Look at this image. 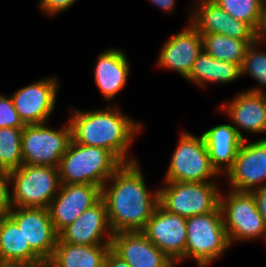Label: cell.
I'll return each mask as SVG.
<instances>
[{
    "mask_svg": "<svg viewBox=\"0 0 266 267\" xmlns=\"http://www.w3.org/2000/svg\"><path fill=\"white\" fill-rule=\"evenodd\" d=\"M140 167L139 161L124 163L102 186L113 234L142 231L159 204V189H148Z\"/></svg>",
    "mask_w": 266,
    "mask_h": 267,
    "instance_id": "1",
    "label": "cell"
},
{
    "mask_svg": "<svg viewBox=\"0 0 266 267\" xmlns=\"http://www.w3.org/2000/svg\"><path fill=\"white\" fill-rule=\"evenodd\" d=\"M69 124L72 141L81 145L105 148L122 164L136 162L130 156L131 145L137 133L144 128L143 123L121 112L120 106L111 105L103 109L79 110L70 108Z\"/></svg>",
    "mask_w": 266,
    "mask_h": 267,
    "instance_id": "2",
    "label": "cell"
},
{
    "mask_svg": "<svg viewBox=\"0 0 266 267\" xmlns=\"http://www.w3.org/2000/svg\"><path fill=\"white\" fill-rule=\"evenodd\" d=\"M122 163L107 149L71 141L59 164L61 184H93L102 188Z\"/></svg>",
    "mask_w": 266,
    "mask_h": 267,
    "instance_id": "3",
    "label": "cell"
},
{
    "mask_svg": "<svg viewBox=\"0 0 266 267\" xmlns=\"http://www.w3.org/2000/svg\"><path fill=\"white\" fill-rule=\"evenodd\" d=\"M186 248L178 261L194 260L196 267H208L231 247L220 206L213 212L195 215L186 221Z\"/></svg>",
    "mask_w": 266,
    "mask_h": 267,
    "instance_id": "4",
    "label": "cell"
},
{
    "mask_svg": "<svg viewBox=\"0 0 266 267\" xmlns=\"http://www.w3.org/2000/svg\"><path fill=\"white\" fill-rule=\"evenodd\" d=\"M9 173L12 207L48 208L61 186L58 167L22 164Z\"/></svg>",
    "mask_w": 266,
    "mask_h": 267,
    "instance_id": "5",
    "label": "cell"
},
{
    "mask_svg": "<svg viewBox=\"0 0 266 267\" xmlns=\"http://www.w3.org/2000/svg\"><path fill=\"white\" fill-rule=\"evenodd\" d=\"M220 208L231 246L234 242L256 241L260 238L266 241V223L252 192L229 189L223 193L221 190Z\"/></svg>",
    "mask_w": 266,
    "mask_h": 267,
    "instance_id": "6",
    "label": "cell"
},
{
    "mask_svg": "<svg viewBox=\"0 0 266 267\" xmlns=\"http://www.w3.org/2000/svg\"><path fill=\"white\" fill-rule=\"evenodd\" d=\"M163 182H218L203 135L182 131Z\"/></svg>",
    "mask_w": 266,
    "mask_h": 267,
    "instance_id": "7",
    "label": "cell"
},
{
    "mask_svg": "<svg viewBox=\"0 0 266 267\" xmlns=\"http://www.w3.org/2000/svg\"><path fill=\"white\" fill-rule=\"evenodd\" d=\"M159 204L168 212L183 217L206 214L220 206L218 182H163Z\"/></svg>",
    "mask_w": 266,
    "mask_h": 267,
    "instance_id": "8",
    "label": "cell"
},
{
    "mask_svg": "<svg viewBox=\"0 0 266 267\" xmlns=\"http://www.w3.org/2000/svg\"><path fill=\"white\" fill-rule=\"evenodd\" d=\"M66 121L57 129L48 123L26 125L21 139L23 164L59 167L72 141L71 126Z\"/></svg>",
    "mask_w": 266,
    "mask_h": 267,
    "instance_id": "9",
    "label": "cell"
},
{
    "mask_svg": "<svg viewBox=\"0 0 266 267\" xmlns=\"http://www.w3.org/2000/svg\"><path fill=\"white\" fill-rule=\"evenodd\" d=\"M57 76L43 77L10 94L25 125L48 123L55 110L60 83Z\"/></svg>",
    "mask_w": 266,
    "mask_h": 267,
    "instance_id": "10",
    "label": "cell"
},
{
    "mask_svg": "<svg viewBox=\"0 0 266 267\" xmlns=\"http://www.w3.org/2000/svg\"><path fill=\"white\" fill-rule=\"evenodd\" d=\"M227 189L252 192L266 184V138L243 140L233 168L226 174ZM230 186V187H229Z\"/></svg>",
    "mask_w": 266,
    "mask_h": 267,
    "instance_id": "11",
    "label": "cell"
},
{
    "mask_svg": "<svg viewBox=\"0 0 266 267\" xmlns=\"http://www.w3.org/2000/svg\"><path fill=\"white\" fill-rule=\"evenodd\" d=\"M189 7V21L200 34L219 33L249 44L257 39V32L249 24L233 18L214 0H196V5Z\"/></svg>",
    "mask_w": 266,
    "mask_h": 267,
    "instance_id": "12",
    "label": "cell"
},
{
    "mask_svg": "<svg viewBox=\"0 0 266 267\" xmlns=\"http://www.w3.org/2000/svg\"><path fill=\"white\" fill-rule=\"evenodd\" d=\"M8 216L22 229L30 248L41 259L49 261L59 235L50 219L48 208L12 207Z\"/></svg>",
    "mask_w": 266,
    "mask_h": 267,
    "instance_id": "13",
    "label": "cell"
},
{
    "mask_svg": "<svg viewBox=\"0 0 266 267\" xmlns=\"http://www.w3.org/2000/svg\"><path fill=\"white\" fill-rule=\"evenodd\" d=\"M102 198V188L93 184H61L48 211L56 232L72 224L84 211Z\"/></svg>",
    "mask_w": 266,
    "mask_h": 267,
    "instance_id": "14",
    "label": "cell"
},
{
    "mask_svg": "<svg viewBox=\"0 0 266 267\" xmlns=\"http://www.w3.org/2000/svg\"><path fill=\"white\" fill-rule=\"evenodd\" d=\"M187 218L166 211L160 204L141 231L158 249L174 262L185 254Z\"/></svg>",
    "mask_w": 266,
    "mask_h": 267,
    "instance_id": "15",
    "label": "cell"
},
{
    "mask_svg": "<svg viewBox=\"0 0 266 267\" xmlns=\"http://www.w3.org/2000/svg\"><path fill=\"white\" fill-rule=\"evenodd\" d=\"M202 50V35L189 21L187 27L166 39L156 62L158 67L177 72L186 79Z\"/></svg>",
    "mask_w": 266,
    "mask_h": 267,
    "instance_id": "16",
    "label": "cell"
},
{
    "mask_svg": "<svg viewBox=\"0 0 266 267\" xmlns=\"http://www.w3.org/2000/svg\"><path fill=\"white\" fill-rule=\"evenodd\" d=\"M223 103L217 107L218 111H223L231 119L243 140L247 139L243 131L251 135L266 133V94L243 90Z\"/></svg>",
    "mask_w": 266,
    "mask_h": 267,
    "instance_id": "17",
    "label": "cell"
},
{
    "mask_svg": "<svg viewBox=\"0 0 266 267\" xmlns=\"http://www.w3.org/2000/svg\"><path fill=\"white\" fill-rule=\"evenodd\" d=\"M58 235L57 242L80 245L111 244L113 232L104 200L101 198Z\"/></svg>",
    "mask_w": 266,
    "mask_h": 267,
    "instance_id": "18",
    "label": "cell"
},
{
    "mask_svg": "<svg viewBox=\"0 0 266 267\" xmlns=\"http://www.w3.org/2000/svg\"><path fill=\"white\" fill-rule=\"evenodd\" d=\"M111 249L130 267H169L174 262L141 231L113 234Z\"/></svg>",
    "mask_w": 266,
    "mask_h": 267,
    "instance_id": "19",
    "label": "cell"
},
{
    "mask_svg": "<svg viewBox=\"0 0 266 267\" xmlns=\"http://www.w3.org/2000/svg\"><path fill=\"white\" fill-rule=\"evenodd\" d=\"M130 65L129 59L122 49L107 48L98 54L93 75L96 87L105 101H113L126 87Z\"/></svg>",
    "mask_w": 266,
    "mask_h": 267,
    "instance_id": "20",
    "label": "cell"
},
{
    "mask_svg": "<svg viewBox=\"0 0 266 267\" xmlns=\"http://www.w3.org/2000/svg\"><path fill=\"white\" fill-rule=\"evenodd\" d=\"M213 169L221 177L227 174L234 161L243 139L235 127L229 124H217L202 132Z\"/></svg>",
    "mask_w": 266,
    "mask_h": 267,
    "instance_id": "21",
    "label": "cell"
},
{
    "mask_svg": "<svg viewBox=\"0 0 266 267\" xmlns=\"http://www.w3.org/2000/svg\"><path fill=\"white\" fill-rule=\"evenodd\" d=\"M240 78L239 64L215 59L202 50L186 80L204 89L209 87L208 85L227 84Z\"/></svg>",
    "mask_w": 266,
    "mask_h": 267,
    "instance_id": "22",
    "label": "cell"
},
{
    "mask_svg": "<svg viewBox=\"0 0 266 267\" xmlns=\"http://www.w3.org/2000/svg\"><path fill=\"white\" fill-rule=\"evenodd\" d=\"M111 244L80 245L57 242L48 261L51 267H105Z\"/></svg>",
    "mask_w": 266,
    "mask_h": 267,
    "instance_id": "23",
    "label": "cell"
},
{
    "mask_svg": "<svg viewBox=\"0 0 266 267\" xmlns=\"http://www.w3.org/2000/svg\"><path fill=\"white\" fill-rule=\"evenodd\" d=\"M41 259L26 243L22 229L9 217L0 218V260L35 261Z\"/></svg>",
    "mask_w": 266,
    "mask_h": 267,
    "instance_id": "24",
    "label": "cell"
},
{
    "mask_svg": "<svg viewBox=\"0 0 266 267\" xmlns=\"http://www.w3.org/2000/svg\"><path fill=\"white\" fill-rule=\"evenodd\" d=\"M203 50L215 59L242 65L249 43L245 40L215 34H201Z\"/></svg>",
    "mask_w": 266,
    "mask_h": 267,
    "instance_id": "25",
    "label": "cell"
},
{
    "mask_svg": "<svg viewBox=\"0 0 266 267\" xmlns=\"http://www.w3.org/2000/svg\"><path fill=\"white\" fill-rule=\"evenodd\" d=\"M22 131L23 128H0V170L11 171L23 164Z\"/></svg>",
    "mask_w": 266,
    "mask_h": 267,
    "instance_id": "26",
    "label": "cell"
},
{
    "mask_svg": "<svg viewBox=\"0 0 266 267\" xmlns=\"http://www.w3.org/2000/svg\"><path fill=\"white\" fill-rule=\"evenodd\" d=\"M261 45L262 43L256 39L247 47L241 65V77L248 74L259 85L254 88L250 87L251 89L249 88L247 90L266 94V51L264 52L261 49Z\"/></svg>",
    "mask_w": 266,
    "mask_h": 267,
    "instance_id": "27",
    "label": "cell"
},
{
    "mask_svg": "<svg viewBox=\"0 0 266 267\" xmlns=\"http://www.w3.org/2000/svg\"><path fill=\"white\" fill-rule=\"evenodd\" d=\"M233 18L249 24L256 32L259 29L264 0H214Z\"/></svg>",
    "mask_w": 266,
    "mask_h": 267,
    "instance_id": "28",
    "label": "cell"
},
{
    "mask_svg": "<svg viewBox=\"0 0 266 267\" xmlns=\"http://www.w3.org/2000/svg\"><path fill=\"white\" fill-rule=\"evenodd\" d=\"M26 125L15 110L10 95L0 94V128H24Z\"/></svg>",
    "mask_w": 266,
    "mask_h": 267,
    "instance_id": "29",
    "label": "cell"
},
{
    "mask_svg": "<svg viewBox=\"0 0 266 267\" xmlns=\"http://www.w3.org/2000/svg\"><path fill=\"white\" fill-rule=\"evenodd\" d=\"M10 173L6 170H0V218L9 215L12 209Z\"/></svg>",
    "mask_w": 266,
    "mask_h": 267,
    "instance_id": "30",
    "label": "cell"
},
{
    "mask_svg": "<svg viewBox=\"0 0 266 267\" xmlns=\"http://www.w3.org/2000/svg\"><path fill=\"white\" fill-rule=\"evenodd\" d=\"M78 0H39L38 5L41 12L47 16H57L71 8Z\"/></svg>",
    "mask_w": 266,
    "mask_h": 267,
    "instance_id": "31",
    "label": "cell"
},
{
    "mask_svg": "<svg viewBox=\"0 0 266 267\" xmlns=\"http://www.w3.org/2000/svg\"><path fill=\"white\" fill-rule=\"evenodd\" d=\"M49 262L44 259L35 261L0 260V267H48Z\"/></svg>",
    "mask_w": 266,
    "mask_h": 267,
    "instance_id": "32",
    "label": "cell"
},
{
    "mask_svg": "<svg viewBox=\"0 0 266 267\" xmlns=\"http://www.w3.org/2000/svg\"><path fill=\"white\" fill-rule=\"evenodd\" d=\"M256 198L259 213L266 223V184L252 191Z\"/></svg>",
    "mask_w": 266,
    "mask_h": 267,
    "instance_id": "33",
    "label": "cell"
},
{
    "mask_svg": "<svg viewBox=\"0 0 266 267\" xmlns=\"http://www.w3.org/2000/svg\"><path fill=\"white\" fill-rule=\"evenodd\" d=\"M105 267H130L129 264L119 257L112 249L105 259Z\"/></svg>",
    "mask_w": 266,
    "mask_h": 267,
    "instance_id": "34",
    "label": "cell"
},
{
    "mask_svg": "<svg viewBox=\"0 0 266 267\" xmlns=\"http://www.w3.org/2000/svg\"><path fill=\"white\" fill-rule=\"evenodd\" d=\"M149 2H151V4H153L154 6H156L157 8H159V10H162V12H166V13H172L175 11L174 8H176L175 3L177 2V0H148Z\"/></svg>",
    "mask_w": 266,
    "mask_h": 267,
    "instance_id": "35",
    "label": "cell"
},
{
    "mask_svg": "<svg viewBox=\"0 0 266 267\" xmlns=\"http://www.w3.org/2000/svg\"><path fill=\"white\" fill-rule=\"evenodd\" d=\"M257 40L260 41L263 45L266 44V2L262 10V18L259 29L257 31Z\"/></svg>",
    "mask_w": 266,
    "mask_h": 267,
    "instance_id": "36",
    "label": "cell"
},
{
    "mask_svg": "<svg viewBox=\"0 0 266 267\" xmlns=\"http://www.w3.org/2000/svg\"><path fill=\"white\" fill-rule=\"evenodd\" d=\"M179 264H180L179 262H173L169 267H175V266H177Z\"/></svg>",
    "mask_w": 266,
    "mask_h": 267,
    "instance_id": "37",
    "label": "cell"
}]
</instances>
